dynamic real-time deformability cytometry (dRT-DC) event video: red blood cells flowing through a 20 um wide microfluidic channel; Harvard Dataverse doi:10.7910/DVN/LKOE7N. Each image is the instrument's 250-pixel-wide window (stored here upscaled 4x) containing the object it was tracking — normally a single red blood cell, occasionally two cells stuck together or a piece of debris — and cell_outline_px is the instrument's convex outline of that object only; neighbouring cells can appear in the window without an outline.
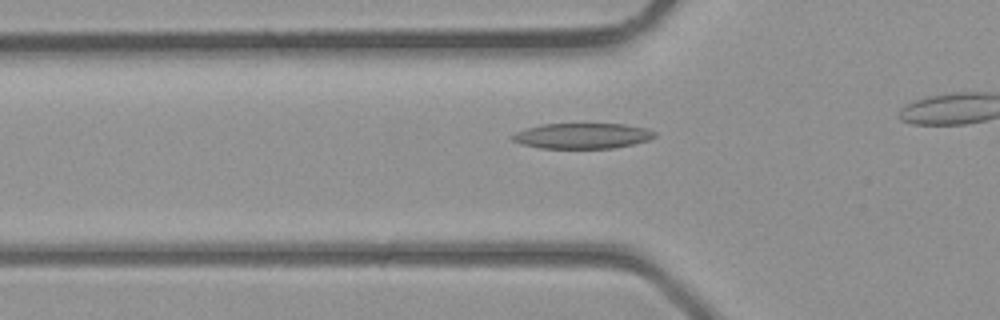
{"species": "common noctule bat (a hibernating species)", "species_latin": "Nyctalus noctula", "temperature_condition": "room temperature", "stored_images_in_passage": 14, "camera_frame_rate_fps": 3000, "um_per_image_px": 0.085, "animal": {"sex": "male", "body_mass_g": 23.1, "forearm_length_mm": 52.7}, "frame": {"image": 1, "passage_image": 3, "time_ms": 0.667, "image_size_px": [1000, 320], "cell_outline_px": [[656, 136], [648, 140], [632, 144], [612, 148], [540, 148], [520, 144], [512, 140], [508, 136], [516, 132], [540, 124], [624, 124], [644, 128], [656, 132]], "centroid_in_image_um": [49.45, 11.55], "position_along_channel_um": 76.4, "area_um2": 21.1}}
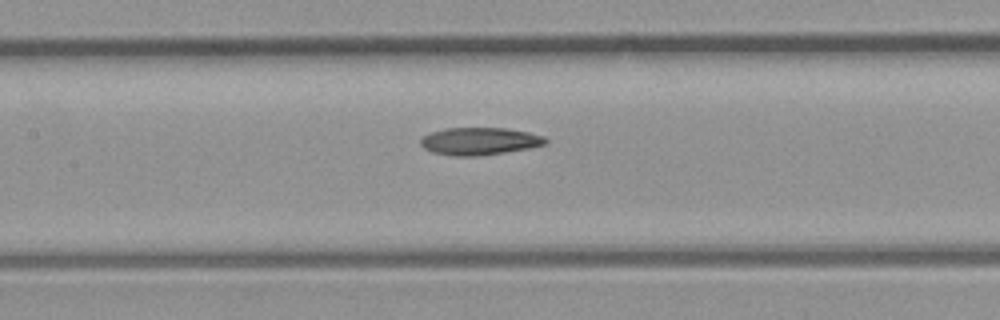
{"frame": {"image": 2, "passage_image": 8, "time_ms": 2.333, "image_size_px": [1000, 320], "cell_outline_px": [[548, 144], [528, 148], [480, 156], [452, 156], [432, 152], [424, 148], [420, 144], [420, 140], [424, 136], [432, 132], [444, 128], [504, 128], [528, 132], [544, 136], [548, 140]], "centroid_in_image_um": [40.76, 12.0], "position_along_channel_um": 166.6, "area_um2": 20.0}}
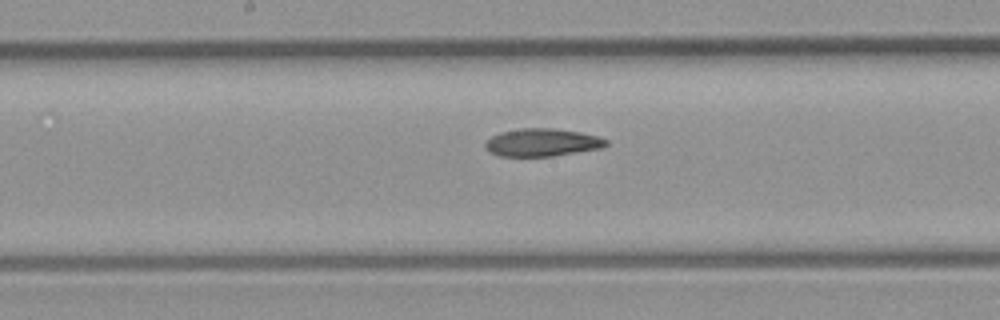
{"frame": {"image": 3, "passage_image": 10, "time_ms": 3.0, "image_size_px": [1000, 320], "cell_outline_px": [[608, 144], [600, 148], [552, 156], [500, 156], [488, 152], [484, 144], [492, 136], [500, 132], [520, 128], [552, 128], [580, 132], [596, 136], [608, 140]], "centroid_in_image_um": [46.05, 12.1], "position_along_channel_um": 202.2, "area_um2": 19.42}}